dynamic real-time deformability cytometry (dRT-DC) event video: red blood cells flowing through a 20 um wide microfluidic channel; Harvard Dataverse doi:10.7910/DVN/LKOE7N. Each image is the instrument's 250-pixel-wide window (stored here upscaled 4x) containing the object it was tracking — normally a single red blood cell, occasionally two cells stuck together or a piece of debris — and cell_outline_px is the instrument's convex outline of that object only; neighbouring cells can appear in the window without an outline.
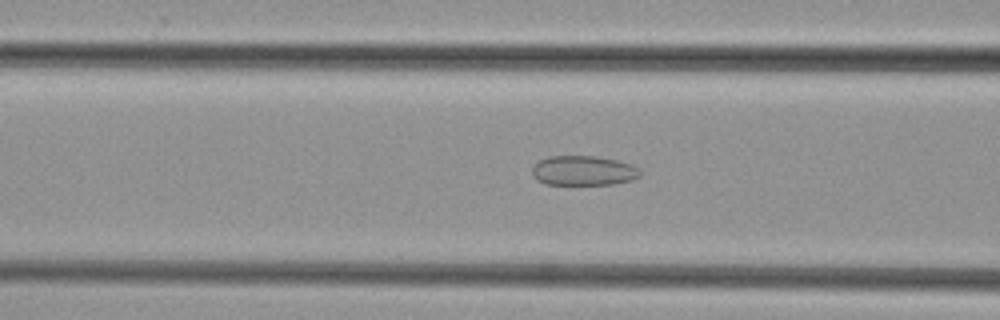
{"species": "common noctule bat (a hibernating species)", "species_latin": "Nyctalus noctula", "temperature_condition": "cold", "stored_images_in_passage": 47, "camera_frame_rate_fps": 3000, "um_per_image_px": 0.085, "animal": {"sex": "female", "body_mass_g": 29.2, "forearm_length_mm": 56.3}, "frame": {"image": 1, "passage_image": 17, "time_ms": 5.333, "image_size_px": [1000, 320], "cell_outline_px": [[640, 176], [632, 180], [612, 184], [544, 184], [536, 180], [532, 176], [532, 168], [540, 160], [548, 156], [596, 156], [616, 160], [640, 168]], "centroid_in_image_um": [49.57, 14.51], "position_along_channel_um": 117.0, "area_um2": 18.67}}
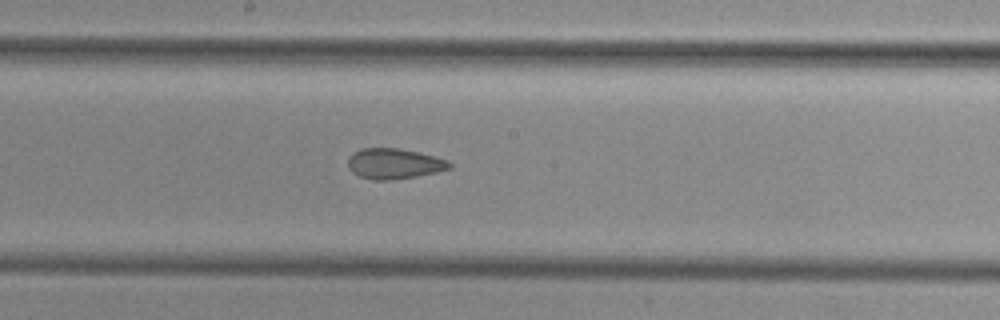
{"frame": {"image": 2, "passage_image": 24, "time_ms": 7.667, "image_size_px": [1000, 320], "cell_outline_px": [[452, 168], [436, 172], [416, 176], [392, 180], [372, 180], [360, 176], [352, 172], [348, 168], [348, 156], [352, 152], [360, 148], [400, 148], [448, 160], [452, 164]], "centroid_in_image_um": [33.46, 13.91], "position_along_channel_um": 214.7, "area_um2": 18.09}}
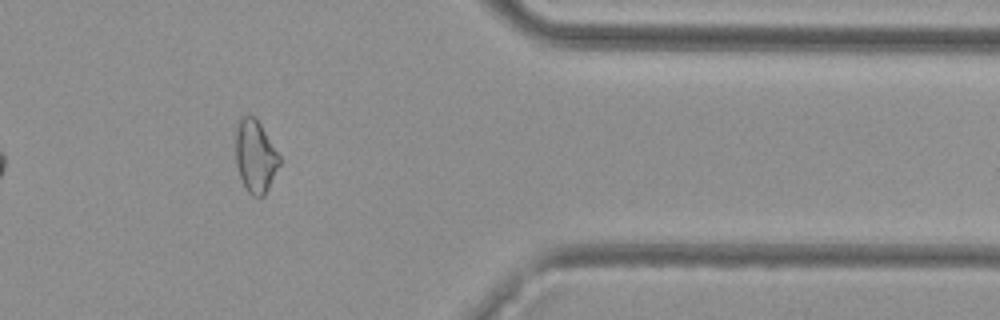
{"frame": {"image": 3, "passage_image": 38, "time_ms": 12.333, "image_size_px": [1000, 320], "cell_outline_px": [[280, 164], [264, 196], [252, 196], [244, 188], [236, 164], [236, 120], [240, 116], [248, 112], [260, 124], [280, 156]], "centroid_in_image_um": [21.67, 13.25], "position_along_channel_um": 389.7, "area_um2": 18.61}}